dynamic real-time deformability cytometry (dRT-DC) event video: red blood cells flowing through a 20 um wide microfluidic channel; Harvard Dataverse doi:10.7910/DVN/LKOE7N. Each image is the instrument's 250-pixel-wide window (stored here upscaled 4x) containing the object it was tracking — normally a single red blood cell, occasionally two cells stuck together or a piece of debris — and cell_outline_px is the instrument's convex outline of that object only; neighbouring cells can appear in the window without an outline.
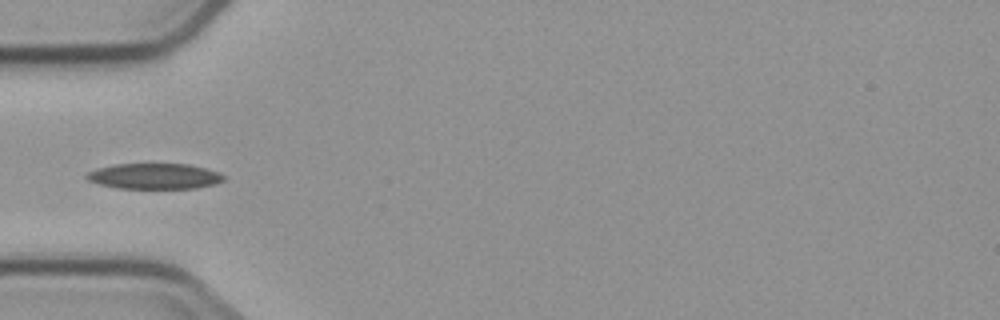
{"species": "common noctule bat (a hibernating species)", "species_latin": "Nyctalus noctula", "temperature_condition": "cold", "stored_images_in_passage": 8, "camera_frame_rate_fps": 3000, "um_per_image_px": 0.085, "animal": {"sex": "male", "body_mass_g": 23.1, "forearm_length_mm": 52.7}, "frame": {"image": 1, "passage_image": 6, "time_ms": 5.667, "image_size_px": [1000, 320], "cell_outline_px": [[224, 180], [216, 184], [196, 188], [116, 188], [100, 184], [88, 180], [84, 176], [88, 172], [96, 168], [116, 164], [188, 164], [208, 168], [220, 172], [224, 176]], "centroid_in_image_um": [13.15, 14.97], "position_along_channel_um": 71.8, "area_um2": 20.58}}
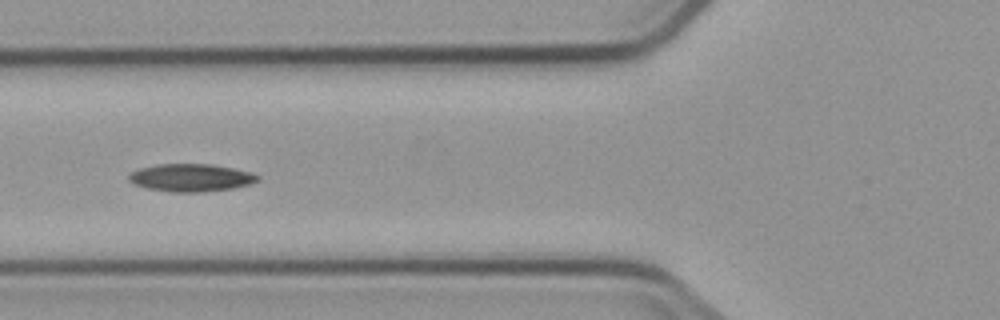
{"frame": {"image": 2, "passage_image": 7, "time_ms": 6.667, "image_size_px": [1000, 320], "cell_outline_px": [[260, 180], [252, 184], [232, 188], [204, 192], [172, 192], [148, 188], [132, 184], [128, 180], [128, 176], [132, 172], [140, 168], [156, 164], [212, 164], [252, 172], [260, 176]], "centroid_in_image_um": [16.25, 15.1], "position_along_channel_um": 109.5, "area_um2": 20.92}}
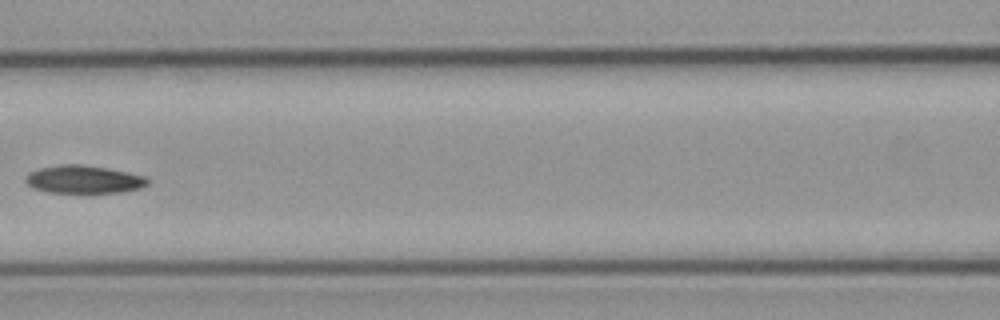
{"frame": {"image": 3, "passage_image": 8, "time_ms": 8.0, "image_size_px": [1000, 320], "cell_outline_px": [[148, 184], [140, 188], [120, 192], [88, 196], [48, 192], [36, 188], [28, 184], [24, 180], [28, 172], [40, 168], [60, 164], [80, 164], [108, 168], [128, 172], [144, 176], [148, 180]], "centroid_in_image_um": [7.12, 15.29], "position_along_channel_um": 159.5, "area_um2": 20.69}}